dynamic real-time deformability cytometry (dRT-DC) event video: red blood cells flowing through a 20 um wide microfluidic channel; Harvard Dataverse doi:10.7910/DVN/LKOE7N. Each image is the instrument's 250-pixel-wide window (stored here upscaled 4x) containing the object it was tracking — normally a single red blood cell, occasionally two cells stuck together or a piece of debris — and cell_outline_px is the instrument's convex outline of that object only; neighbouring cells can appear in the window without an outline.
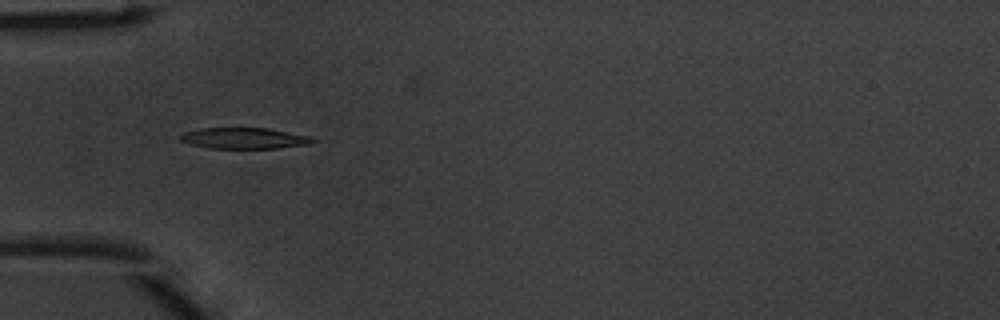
{"species": "common noctule bat (a hibernating species)", "species_latin": "Nyctalus noctula", "temperature_condition": "warm", "stored_images_in_passage": 3, "camera_frame_rate_fps": 3000, "um_per_image_px": 0.085, "animal": {"sex": "male", "body_mass_g": 20.1, "forearm_length_mm": 53.5}, "frame": {"image": 1, "passage_image": 1, "time_ms": 0.0, "image_size_px": [1000, 320], "cell_outline_px": [[316, 140], [312, 144], [276, 148], [212, 148], [188, 144], [180, 140], [180, 136], [184, 132], [200, 128], [268, 128], [308, 136]], "centroid_in_image_um": [20.74, 11.75], "position_along_channel_um": 64.3, "area_um2": 16.13}}
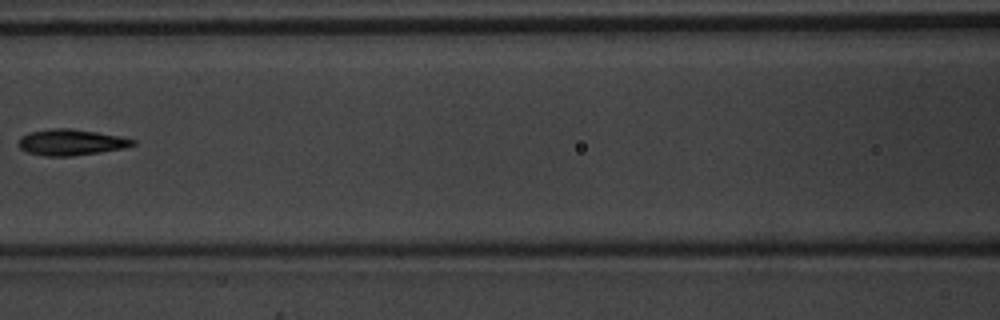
{"frame": {"image": 2, "passage_image": 3, "time_ms": 0.667, "image_size_px": [1000, 320], "cell_outline_px": [[136, 144], [124, 148], [100, 152], [72, 156], [44, 156], [28, 152], [20, 148], [16, 144], [20, 136], [28, 132], [52, 128], [72, 128], [120, 136], [136, 140]], "centroid_in_image_um": [6.0, 12.09], "position_along_channel_um": 160.6, "area_um2": 17.51}}